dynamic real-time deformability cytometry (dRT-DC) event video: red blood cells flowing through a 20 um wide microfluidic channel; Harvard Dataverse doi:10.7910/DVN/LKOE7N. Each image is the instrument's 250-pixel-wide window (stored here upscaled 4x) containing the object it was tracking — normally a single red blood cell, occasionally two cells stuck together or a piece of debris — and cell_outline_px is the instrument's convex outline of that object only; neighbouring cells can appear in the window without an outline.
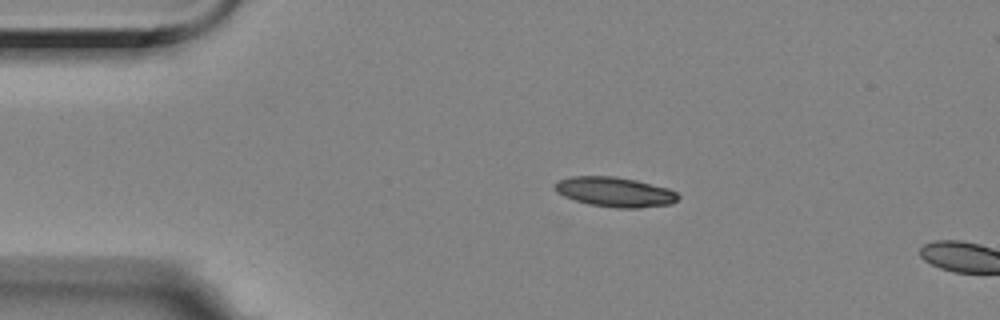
{"species": "Egyptian fruit bat (a non-hibernating species)", "species_latin": "Rousettus aegyptiacus", "temperature_condition": "room temperature", "stored_images_in_passage": 9, "camera_frame_rate_fps": 3000, "um_per_image_px": 0.085, "animal": {"sex": "female"}, "frame": {"image": 1, "passage_image": 6, "time_ms": 1.667, "image_size_px": [1000, 320], "cell_outline_px": [[680, 196], [672, 204], [640, 208], [616, 208], [588, 204], [564, 196], [556, 192], [556, 184], [560, 180], [572, 176], [616, 176], [636, 180], [668, 188], [676, 192]], "centroid_in_image_um": [52.3, 16.32], "position_along_channel_um": 32.7, "area_um2": 21.33}}